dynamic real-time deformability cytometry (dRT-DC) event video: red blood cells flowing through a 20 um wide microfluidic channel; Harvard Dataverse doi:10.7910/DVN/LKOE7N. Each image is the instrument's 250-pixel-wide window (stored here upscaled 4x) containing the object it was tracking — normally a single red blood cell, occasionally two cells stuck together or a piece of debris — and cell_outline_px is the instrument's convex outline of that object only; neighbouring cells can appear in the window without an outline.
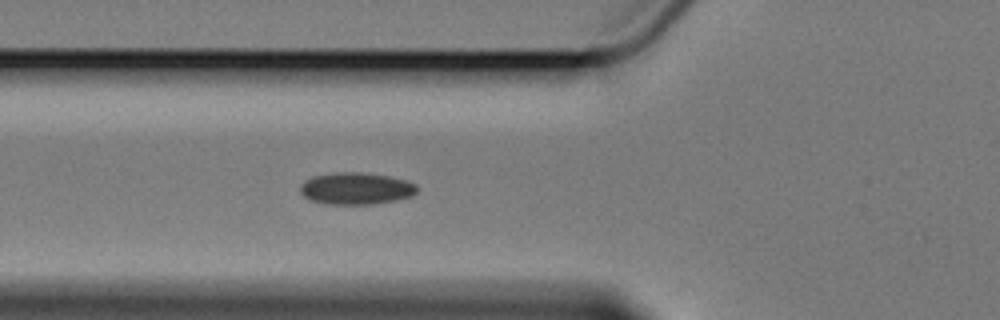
{"species": "Egyptian fruit bat (a non-hibernating species)", "species_latin": "Rousettus aegyptiacus", "temperature_condition": "cold", "stored_images_in_passage": 2, "camera_frame_rate_fps": 3000, "um_per_image_px": 0.085, "animal": {"sex": "female"}, "frame": {"image": 1, "passage_image": 2, "time_ms": 1.0, "image_size_px": [1000, 320], "cell_outline_px": [[416, 192], [412, 196], [396, 200], [372, 204], [324, 204], [308, 200], [300, 192], [300, 184], [304, 180], [312, 176], [336, 172], [360, 172], [388, 176], [404, 180], [416, 184]], "centroid_in_image_um": [30.21, 16.02], "position_along_channel_um": 95.6, "area_um2": 21.85}}